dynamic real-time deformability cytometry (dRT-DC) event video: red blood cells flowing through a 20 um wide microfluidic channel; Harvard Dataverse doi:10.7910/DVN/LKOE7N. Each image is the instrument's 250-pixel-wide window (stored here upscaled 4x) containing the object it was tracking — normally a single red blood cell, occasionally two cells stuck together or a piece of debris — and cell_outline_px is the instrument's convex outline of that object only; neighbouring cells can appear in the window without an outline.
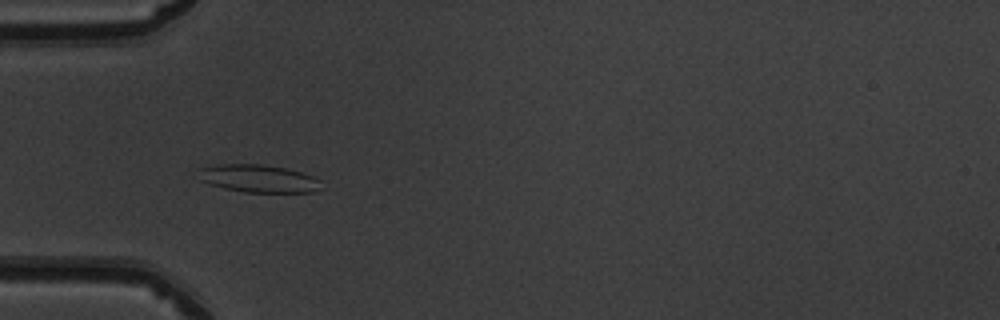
{"species": "common noctule bat (a hibernating species)", "species_latin": "Nyctalus noctula", "temperature_condition": "warm", "stored_images_in_passage": 38, "camera_frame_rate_fps": 3000, "um_per_image_px": 0.085, "animal": {"sex": "male", "body_mass_g": 19.5, "forearm_length_mm": 54.6}, "frame": {"image": 1, "passage_image": 4, "time_ms": 1.0, "image_size_px": [1000, 320], "cell_outline_px": [[320, 180], [316, 188], [312, 192], [244, 192], [224, 188], [200, 180], [196, 168], [220, 164], [260, 164], [284, 168], [304, 172]], "centroid_in_image_um": [21.9, 15.16], "position_along_channel_um": 63.1, "area_um2": 19.65}}
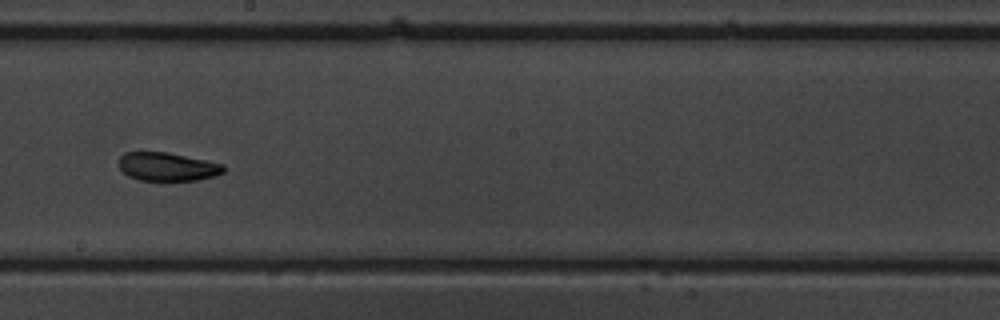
{"frame": {"image": 2, "passage_image": 17, "time_ms": 5.333, "image_size_px": [1000, 320], "cell_outline_px": [[224, 172], [216, 176], [196, 180], [140, 180], [128, 176], [120, 168], [120, 156], [124, 152], [168, 152], [224, 164]], "centroid_in_image_um": [14.25, 14.16], "position_along_channel_um": 234.0, "area_um2": 17.28}}
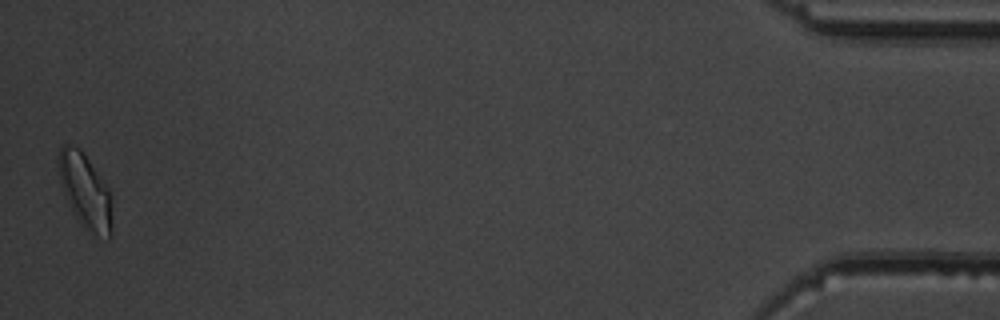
{"frame": {"image": 3, "passage_image": 38, "time_ms": 12.333, "image_size_px": [1000, 320], "cell_outline_px": [[112, 236], [108, 240], [92, 232], [80, 224], [72, 212], [60, 184], [60, 148], [64, 144], [72, 144], [80, 148], [108, 188], [112, 220]], "centroid_in_image_um": [7.26, 16.28], "position_along_channel_um": 427.9, "area_um2": 22.83}, "authors_computed_cell_mechanics": {"area_um2": 19.0162, "velocity_mm_per_s": 4.0085, "shape_relaxation_time_tau1_ms": null, "shape_relaxation_time_tau2_ms": 2.7619, "deformation_change_tau1": null, "deformation_change_tau2": 0.0866}}